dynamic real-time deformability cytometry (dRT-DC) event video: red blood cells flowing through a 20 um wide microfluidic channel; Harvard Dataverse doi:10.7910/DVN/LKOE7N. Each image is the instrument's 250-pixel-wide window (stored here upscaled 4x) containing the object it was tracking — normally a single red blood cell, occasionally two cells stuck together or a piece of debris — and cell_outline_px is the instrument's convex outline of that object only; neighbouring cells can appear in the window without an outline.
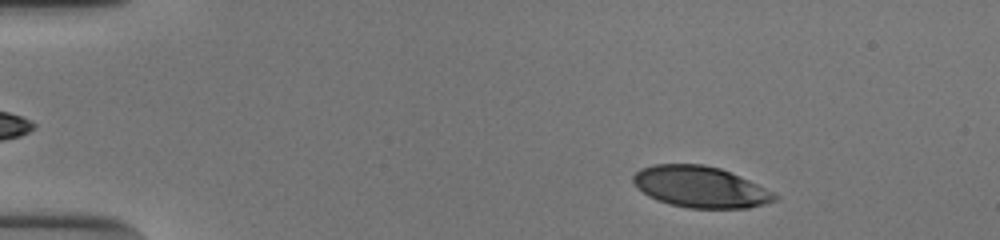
{"species": "human", "species_latin": "Homo sapiens", "temperature_condition": "cold", "stored_images_in_passage": 50, "camera_frame_rate_fps": 3000, "um_per_image_px": 0.085, "donor": {"sex": "male"}, "frame": {"image": 1, "passage_image": 5, "time_ms": 1.333, "image_size_px": [1000, 240], "cell_outline_px": [[780, 196], [776, 200], [764, 204], [748, 208], [688, 208], [672, 204], [648, 196], [636, 188], [632, 180], [632, 176], [640, 168], [652, 164], [704, 164], [720, 168], [748, 180]], "centroid_in_image_um": [59.49, 15.88], "position_along_channel_um": 25.5, "area_um2": 33.87}}
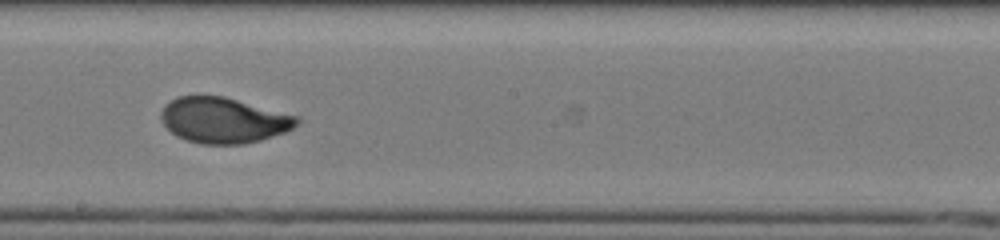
{"frame": {"image": 2, "passage_image": 28, "time_ms": 9.0, "image_size_px": [1000, 240], "cell_outline_px": [[300, 120], [292, 128], [284, 132], [260, 140], [244, 144], [200, 144], [176, 136], [164, 124], [160, 116], [160, 112], [176, 96], [224, 96], [300, 116]], "centroid_in_image_um": [19.02, 10.22], "position_along_channel_um": 229.2, "area_um2": 35.95}}
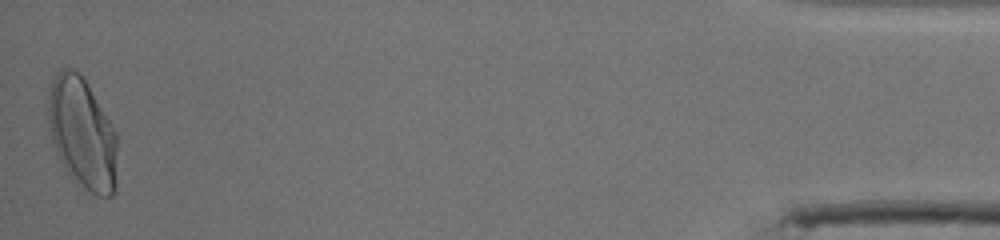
{"frame": {"image": 3, "passage_image": 50, "time_ms": 16.333, "image_size_px": [1000, 240], "cell_outline_px": [[116, 184], [112, 196], [96, 196], [76, 184], [72, 180], [64, 168], [56, 152], [52, 140], [48, 120], [48, 96], [52, 80], [60, 68], [72, 68], [84, 76], [116, 132]], "centroid_in_image_um": [6.99, 11.34], "position_along_channel_um": 428.2, "area_um2": 45.14}, "authors_computed_cell_mechanics": {"area_um2": 36.2984, "velocity_mm_per_s": 3.8469, "shape_relaxation_time_tau1_ms": 4.0219, "shape_relaxation_time_tau2_ms": 0.7822, "deformation_change_tau1": 0.1969, "deformation_change_tau2": 0.0515}}